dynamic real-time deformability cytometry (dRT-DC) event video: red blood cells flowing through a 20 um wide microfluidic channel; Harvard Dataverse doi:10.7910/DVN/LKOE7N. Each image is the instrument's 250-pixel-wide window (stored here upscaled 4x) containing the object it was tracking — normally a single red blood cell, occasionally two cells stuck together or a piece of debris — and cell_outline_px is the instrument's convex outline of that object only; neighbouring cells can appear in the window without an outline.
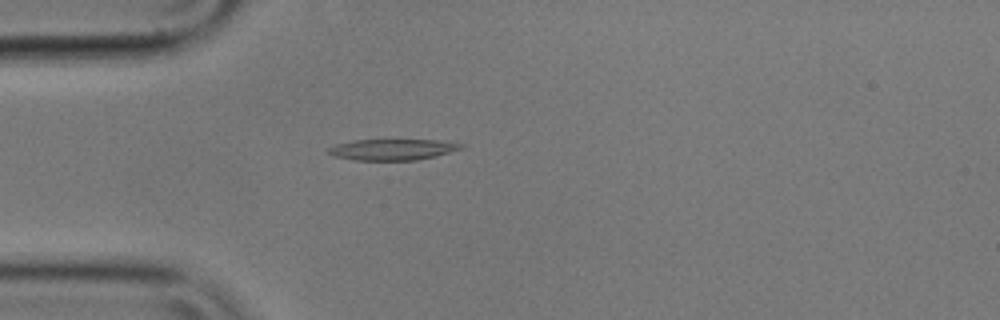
{"species": "common noctule bat (a hibernating species)", "species_latin": "Nyctalus noctula", "temperature_condition": "cold", "stored_images_in_passage": 5, "camera_frame_rate_fps": 3000, "um_per_image_px": 0.085, "animal": {"sex": "male", "body_mass_g": 17.9}, "frame": {"image": 1, "passage_image": 4, "time_ms": 1.0, "image_size_px": [1000, 320], "cell_outline_px": [[464, 148], [436, 156], [416, 160], [352, 160], [332, 156], [328, 152], [328, 148], [336, 144], [352, 140], [436, 140], [464, 144]], "centroid_in_image_um": [33.34, 12.71], "position_along_channel_um": 51.7, "area_um2": 16.3}}